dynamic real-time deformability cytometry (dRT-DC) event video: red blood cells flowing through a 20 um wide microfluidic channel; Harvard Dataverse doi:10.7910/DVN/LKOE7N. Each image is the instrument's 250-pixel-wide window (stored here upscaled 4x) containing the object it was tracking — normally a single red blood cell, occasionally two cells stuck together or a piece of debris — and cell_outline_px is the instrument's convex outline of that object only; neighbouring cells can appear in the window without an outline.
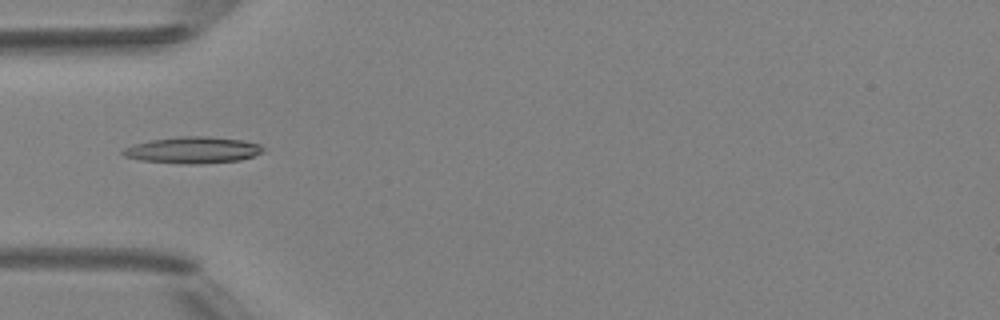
{"species": "Egyptian fruit bat (a non-hibernating species)", "species_latin": "Rousettus aegyptiacus", "temperature_condition": "room temperature", "stored_images_in_passage": 49, "camera_frame_rate_fps": 3000, "um_per_image_px": 0.085, "animal": {"sex": "female"}, "frame": {"image": 1, "passage_image": 16, "time_ms": 5.0, "image_size_px": [1000, 320], "cell_outline_px": [[264, 152], [240, 160], [200, 164], [184, 164], [140, 160], [124, 156], [120, 152], [124, 148], [136, 144], [152, 140], [176, 136], [208, 136], [240, 140], [260, 144], [264, 148]], "centroid_in_image_um": [16.39, 12.76], "position_along_channel_um": 68.6, "area_um2": 21.62}}
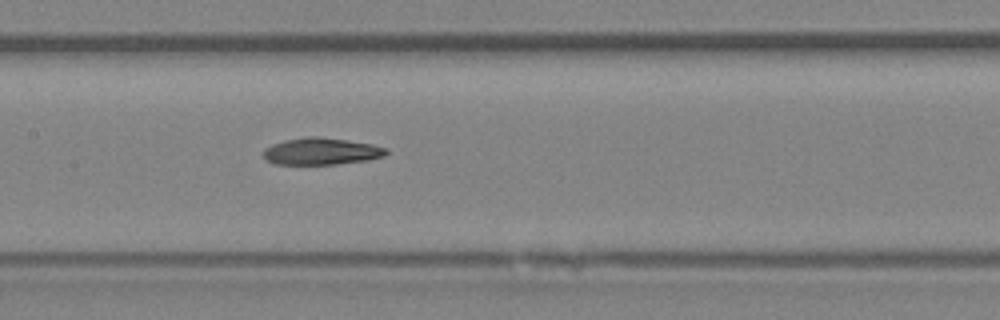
{"frame": {"image": 2, "passage_image": 24, "time_ms": 7.667, "image_size_px": [1000, 320], "cell_outline_px": [[388, 152], [384, 156], [368, 160], [336, 164], [276, 164], [268, 160], [264, 156], [264, 148], [272, 144], [284, 140], [308, 136], [316, 136], [348, 140], [372, 144], [388, 148]], "centroid_in_image_um": [27.34, 12.85], "position_along_channel_um": 180.1, "area_um2": 19.25}}
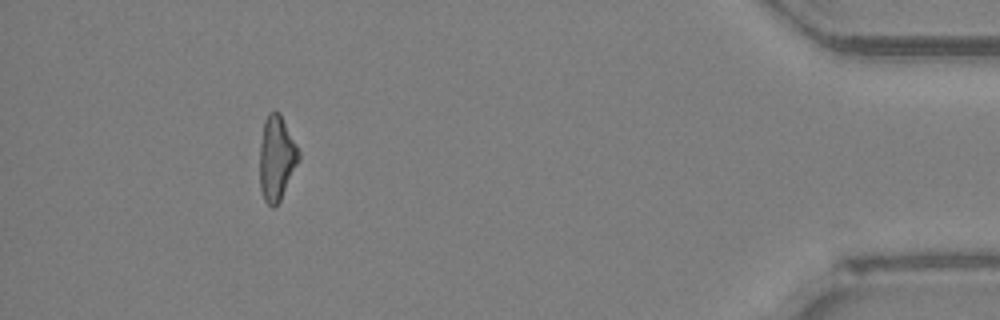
{"frame": {"image": 3, "passage_image": 45, "time_ms": 14.667, "image_size_px": [1000, 320], "cell_outline_px": [[300, 160], [280, 200], [272, 208], [264, 200], [260, 188], [260, 144], [264, 120], [268, 112], [280, 112], [300, 152]], "centroid_in_image_um": [23.51, 13.43], "position_along_channel_um": 411.7, "area_um2": 19.25}, "authors_computed_cell_mechanics": {"area_um2": 19.652, "velocity_mm_per_s": 4.2005, "shape_relaxation_time_tau1_ms": null, "shape_relaxation_time_tau2_ms": 7.5615, "deformation_change_tau1": null, "deformation_change_tau2": 0.1887}}